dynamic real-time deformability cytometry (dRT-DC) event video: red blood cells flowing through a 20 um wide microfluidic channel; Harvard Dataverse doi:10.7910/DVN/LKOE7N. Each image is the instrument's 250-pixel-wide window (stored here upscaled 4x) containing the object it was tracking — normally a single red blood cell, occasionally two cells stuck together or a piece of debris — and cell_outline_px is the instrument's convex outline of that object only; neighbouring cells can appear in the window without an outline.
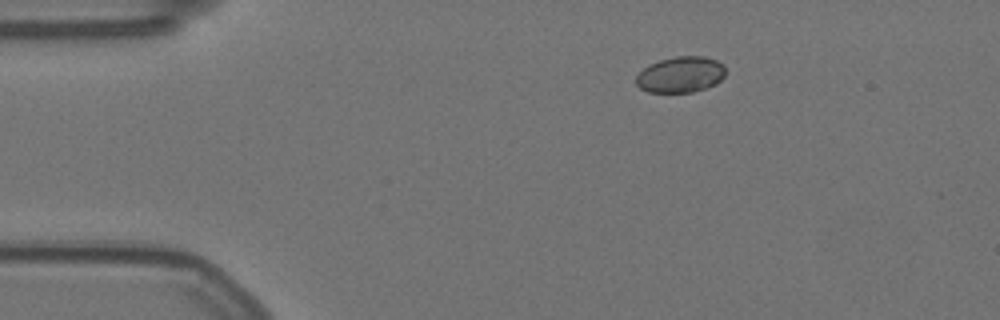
{"species": "Egyptian fruit bat (a non-hibernating species)", "species_latin": "Rousettus aegyptiacus", "temperature_condition": "warm", "stored_images_in_passage": 47, "camera_frame_rate_fps": 3000, "um_per_image_px": 0.085, "animal": {"sex": "female"}, "frame": {"image": 1, "passage_image": 1, "time_ms": 0.0, "image_size_px": [1000, 320], "cell_outline_px": [[724, 76], [716, 84], [692, 92], [648, 92], [640, 88], [636, 84], [636, 76], [644, 68], [660, 60], [676, 56], [704, 56], [716, 60], [724, 64]], "centroid_in_image_um": [57.86, 6.34], "position_along_channel_um": 27.1, "area_um2": 18.61}}
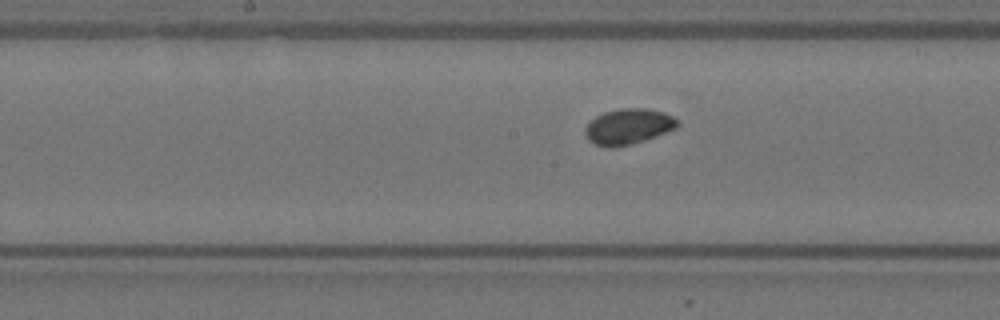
{"frame": {"image": 2, "passage_image": 20, "time_ms": 6.333, "image_size_px": [1000, 320], "cell_outline_px": [[680, 124], [676, 128], [644, 140], [632, 144], [616, 148], [608, 148], [596, 144], [588, 140], [584, 132], [584, 128], [596, 116], [604, 112], [620, 108], [644, 108], [664, 112], [680, 120]], "centroid_in_image_um": [53.41, 10.76], "position_along_channel_um": 194.8, "area_um2": 19.25}}
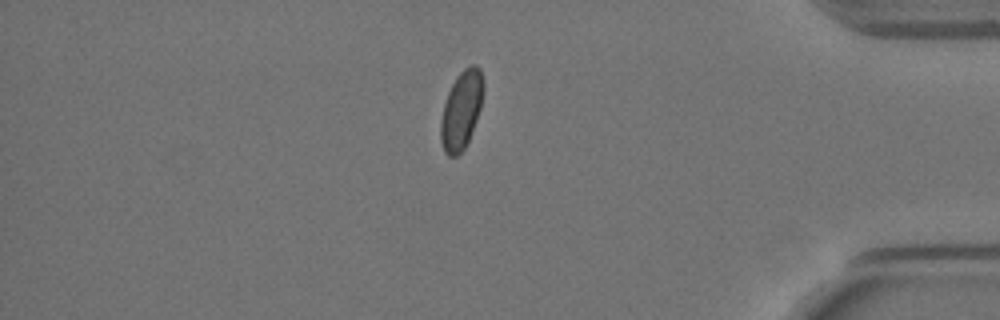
{"frame": {"image": 3, "passage_image": 40, "time_ms": 13.0, "image_size_px": [1000, 320], "cell_outline_px": [[484, 88], [480, 108], [468, 140], [464, 148], [456, 156], [448, 156], [444, 152], [440, 140], [440, 120], [444, 104], [448, 92], [456, 76], [468, 64], [476, 64], [480, 68], [484, 80]], "centroid_in_image_um": [39.21, 9.31], "position_along_channel_um": 396.0, "area_um2": 19.48}, "authors_computed_cell_mechanics": {"area_um2": 18.9584, "velocity_mm_per_s": 3.5324, "shape_relaxation_time_tau1_ms": 3.6214, "shape_relaxation_time_tau2_ms": null, "deformation_change_tau1": 0.0612, "deformation_change_tau2": null}}